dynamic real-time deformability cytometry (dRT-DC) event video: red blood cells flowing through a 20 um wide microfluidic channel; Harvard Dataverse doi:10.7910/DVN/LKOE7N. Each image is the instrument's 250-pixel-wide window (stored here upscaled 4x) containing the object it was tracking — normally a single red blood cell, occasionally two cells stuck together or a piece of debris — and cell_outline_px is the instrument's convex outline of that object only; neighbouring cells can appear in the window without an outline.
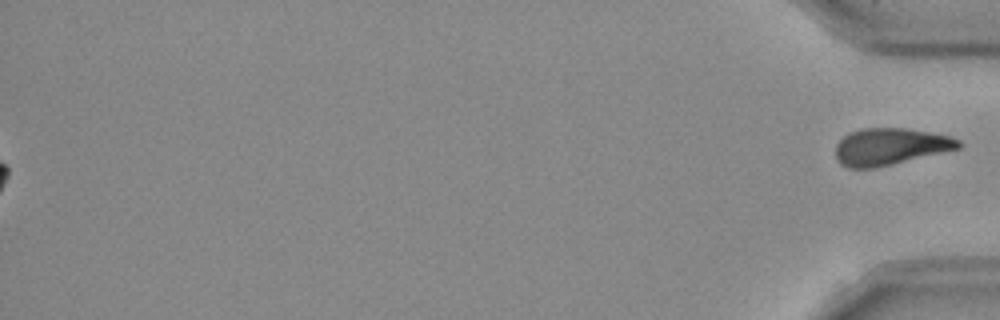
{"species": "Egyptian fruit bat (a non-hibernating species)", "species_latin": "Rousettus aegyptiacus", "temperature_condition": "room temperature", "stored_images_in_passage": 51, "segment_of_instrument_passage": [2, 2], "camera_frame_rate_fps": 3000, "um_per_image_px": 0.085, "frame": {"image": 1, "passage_image": 51, "time_ms": 16.667, "image_size_px": [1000, 320], "cell_outline_px": [[964, 144], [960, 148], [872, 168], [848, 168], [840, 164], [836, 156], [836, 144], [848, 132], [860, 128], [904, 128], [952, 136], [960, 140]], "centroid_in_image_um": [75.65, 12.44], "position_along_channel_um": 359.5, "area_um2": 26.24}}